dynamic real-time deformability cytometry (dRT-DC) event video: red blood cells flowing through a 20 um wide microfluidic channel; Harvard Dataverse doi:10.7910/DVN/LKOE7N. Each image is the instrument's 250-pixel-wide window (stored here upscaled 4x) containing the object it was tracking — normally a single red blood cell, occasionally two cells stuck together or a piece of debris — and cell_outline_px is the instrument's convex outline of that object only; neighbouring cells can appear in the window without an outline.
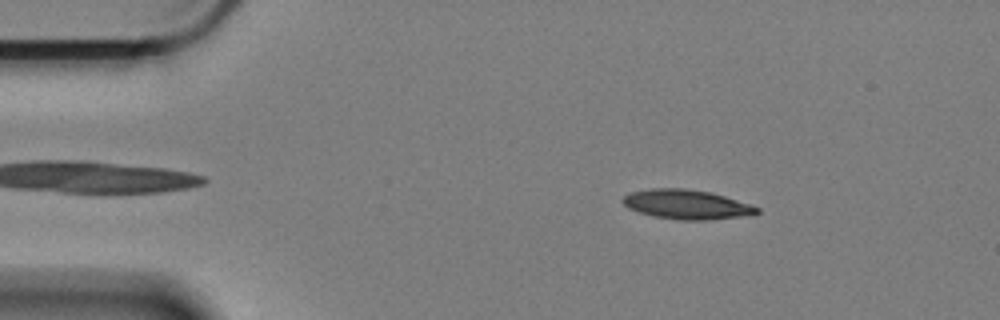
{"species": "Egyptian fruit bat (a non-hibernating species)", "species_latin": "Rousettus aegyptiacus", "temperature_condition": "cold", "stored_images_in_passage": 57, "camera_frame_rate_fps": 3000, "um_per_image_px": 0.085, "animal": {"sex": "female"}, "frame": {"image": 1, "passage_image": 8, "time_ms": 2.333, "image_size_px": [1000, 320], "cell_outline_px": [[760, 212], [736, 216], [704, 220], [680, 220], [656, 216], [640, 212], [628, 208], [620, 200], [624, 196], [632, 192], [652, 188], [680, 188], [708, 192], [724, 196], [752, 204], [760, 208]], "centroid_in_image_um": [58.33, 17.37], "position_along_channel_um": 26.7, "area_um2": 22.54}}
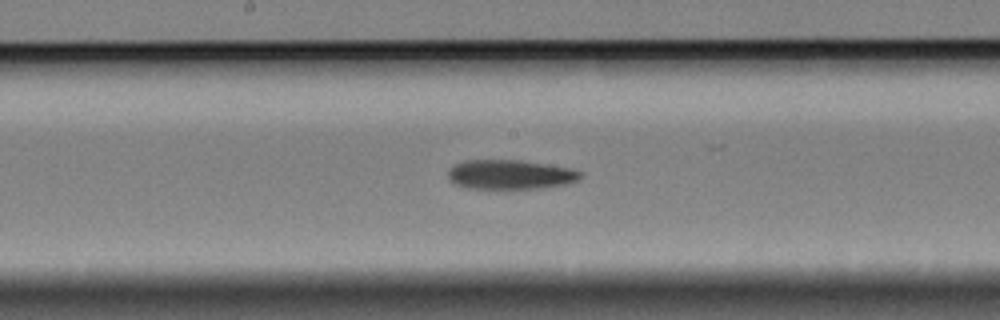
{"frame": {"image": 2, "passage_image": 29, "time_ms": 9.333, "image_size_px": [1000, 320], "cell_outline_px": [[580, 176], [576, 180], [564, 184], [536, 188], [496, 192], [468, 188], [452, 184], [448, 176], [448, 168], [464, 160], [520, 160], [568, 168], [580, 172]], "centroid_in_image_um": [43.23, 14.88], "position_along_channel_um": 205.0, "area_um2": 23.29}}
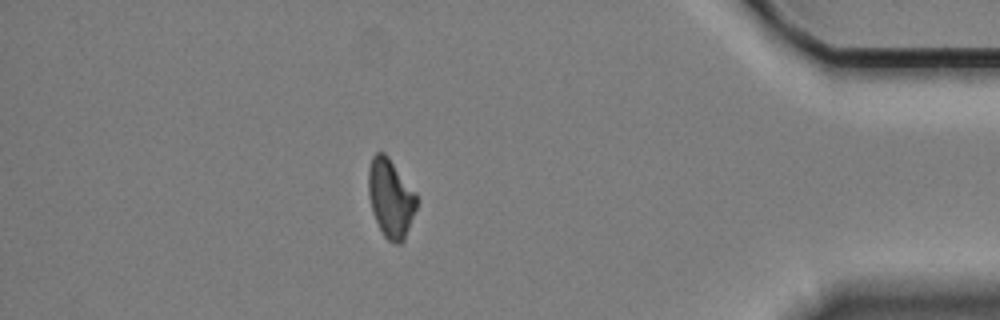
{"frame": {"image": 3, "passage_image": 50, "time_ms": 16.333, "image_size_px": [1000, 320], "cell_outline_px": [[416, 208], [404, 240], [400, 244], [396, 244], [388, 240], [384, 236], [372, 212], [368, 196], [368, 168], [372, 156], [376, 152], [384, 152], [388, 156], [416, 192]], "centroid_in_image_um": [33.19, 16.82], "position_along_channel_um": 402.0, "area_um2": 22.08}}